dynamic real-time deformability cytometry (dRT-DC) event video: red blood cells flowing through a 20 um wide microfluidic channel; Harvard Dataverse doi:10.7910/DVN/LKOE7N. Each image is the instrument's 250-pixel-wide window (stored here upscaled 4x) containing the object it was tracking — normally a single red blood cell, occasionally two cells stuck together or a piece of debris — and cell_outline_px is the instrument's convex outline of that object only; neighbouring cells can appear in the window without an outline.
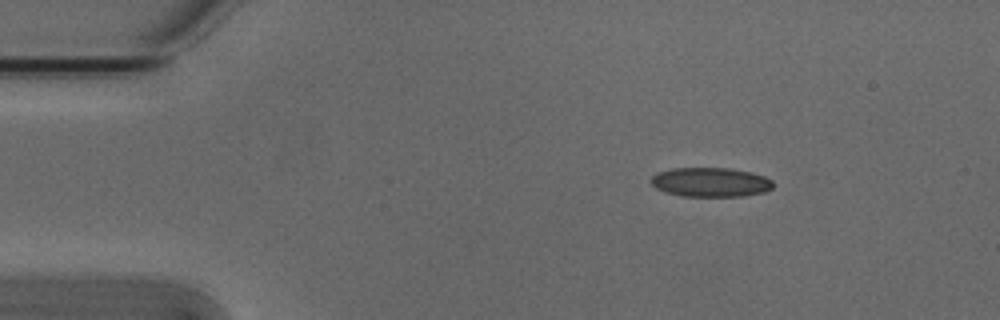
{"species": "Egyptian fruit bat (a non-hibernating species)", "species_latin": "Rousettus aegyptiacus", "temperature_condition": "cold", "stored_images_in_passage": 3, "camera_frame_rate_fps": 3000, "um_per_image_px": 0.085, "animal": {"sex": "male"}, "frame": {"image": 1, "passage_image": 1, "time_ms": 0.0, "image_size_px": [1000, 320], "cell_outline_px": [[772, 188], [764, 192], [744, 196], [680, 196], [664, 192], [656, 188], [652, 184], [652, 176], [656, 172], [672, 168], [732, 168], [752, 172], [764, 176], [772, 180]], "centroid_in_image_um": [60.39, 15.48], "position_along_channel_um": 24.6, "area_um2": 20.98}}